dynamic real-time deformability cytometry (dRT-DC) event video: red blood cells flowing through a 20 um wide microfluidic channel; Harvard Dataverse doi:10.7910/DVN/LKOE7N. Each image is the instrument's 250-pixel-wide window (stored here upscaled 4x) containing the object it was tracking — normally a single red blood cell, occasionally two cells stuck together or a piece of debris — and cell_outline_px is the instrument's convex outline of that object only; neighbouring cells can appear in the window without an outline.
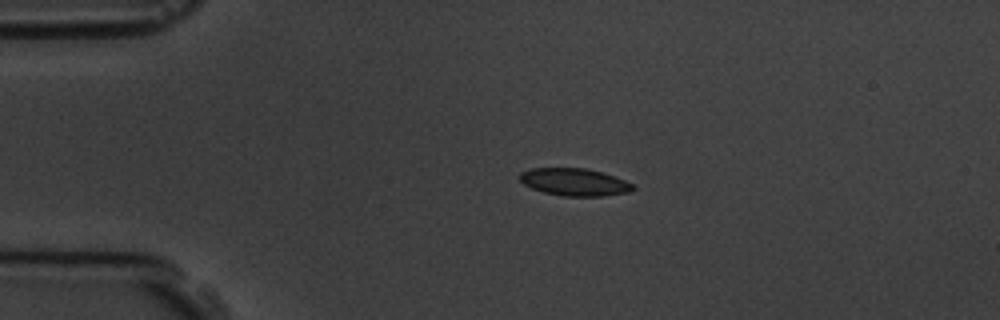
{"species": "common noctule bat (a hibernating species)", "species_latin": "Nyctalus noctula", "temperature_condition": "room temperature", "stored_images_in_passage": 2, "camera_frame_rate_fps": 3000, "um_per_image_px": 0.085, "animal": {"sex": "male", "body_mass_g": 19.5, "forearm_length_mm": 54.6}, "frame": {"image": 1, "passage_image": 1, "time_ms": 0.0, "image_size_px": [1000, 320], "cell_outline_px": [[636, 188], [632, 192], [604, 196], [564, 196], [544, 192], [532, 188], [524, 184], [520, 180], [520, 172], [528, 168], [584, 168], [600, 172], [624, 180], [632, 184]], "centroid_in_image_um": [48.83, 15.48], "position_along_channel_um": 36.2, "area_um2": 18.03}}